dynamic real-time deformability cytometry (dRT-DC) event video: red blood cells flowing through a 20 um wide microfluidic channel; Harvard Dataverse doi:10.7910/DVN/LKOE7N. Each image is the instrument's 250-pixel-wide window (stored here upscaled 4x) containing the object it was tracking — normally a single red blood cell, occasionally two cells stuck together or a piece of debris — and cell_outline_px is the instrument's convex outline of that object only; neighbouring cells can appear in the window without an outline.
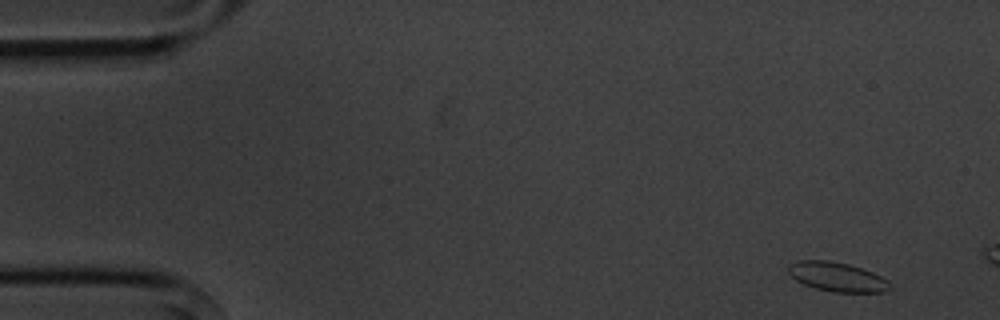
{"species": "common noctule bat (a hibernating species)", "species_latin": "Nyctalus noctula", "temperature_condition": "cold", "stored_images_in_passage": 4, "camera_frame_rate_fps": 3000, "um_per_image_px": 0.085, "animal": {"sex": "male", "body_mass_g": 20.1, "forearm_length_mm": 53.5}, "frame": {"image": 1, "passage_image": 1, "time_ms": 0.0, "image_size_px": [1000, 320], "cell_outline_px": [[892, 288], [884, 292], [832, 292], [816, 288], [804, 284], [796, 280], [788, 272], [788, 264], [800, 260], [828, 260], [848, 264], [872, 272], [888, 280]], "centroid_in_image_um": [71.15, 23.53], "position_along_channel_um": 13.8, "area_um2": 17.28}}